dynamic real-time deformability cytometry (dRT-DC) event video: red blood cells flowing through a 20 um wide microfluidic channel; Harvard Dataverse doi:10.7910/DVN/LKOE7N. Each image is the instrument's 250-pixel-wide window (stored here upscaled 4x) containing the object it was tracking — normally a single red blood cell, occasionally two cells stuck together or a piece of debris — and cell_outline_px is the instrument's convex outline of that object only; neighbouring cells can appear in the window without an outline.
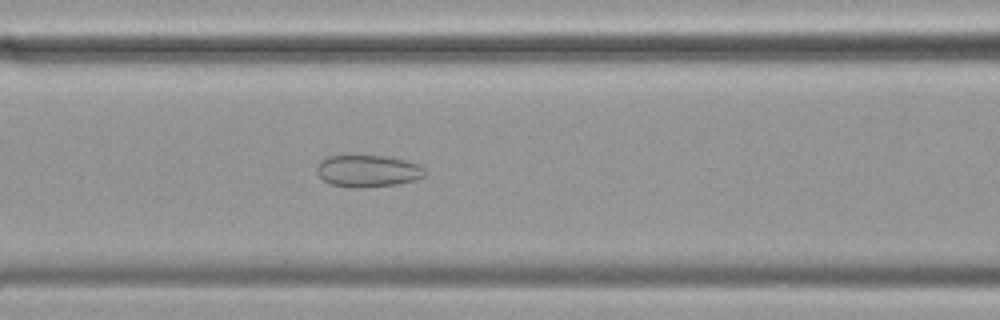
{"species": "common noctule bat (a hibernating species)", "species_latin": "Nyctalus noctula", "temperature_condition": "cold", "stored_images_in_passage": 44, "camera_frame_rate_fps": 3000, "um_per_image_px": 0.085, "animal": {"sex": "female", "body_mass_g": 19.9}, "frame": {"image": 1, "passage_image": 11, "time_ms": 3.333, "image_size_px": [1000, 320], "cell_outline_px": [[424, 176], [416, 180], [400, 184], [364, 188], [348, 188], [332, 184], [324, 180], [316, 172], [316, 168], [320, 160], [328, 156], [384, 156], [404, 160], [416, 164], [424, 168]], "centroid_in_image_um": [31.24, 14.55], "position_along_channel_um": 135.4, "area_um2": 20.17}}
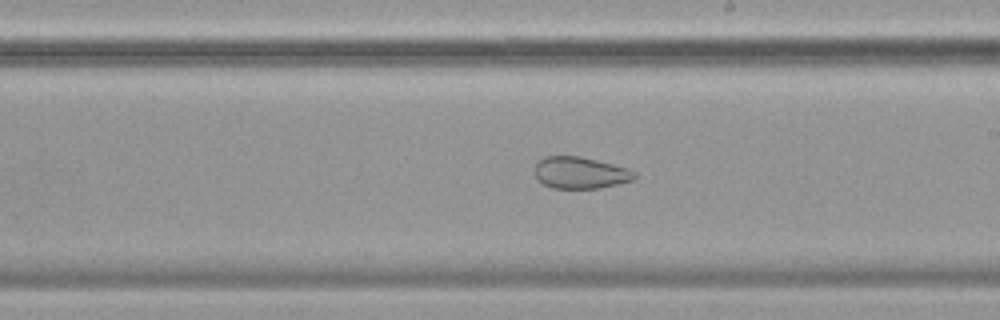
{"frame": {"image": 2, "passage_image": 20, "time_ms": 6.333, "image_size_px": [1000, 320], "cell_outline_px": [[636, 180], [600, 188], [552, 188], [544, 184], [536, 176], [536, 164], [544, 156], [580, 156], [628, 168], [636, 172]], "centroid_in_image_um": [49.38, 14.69], "position_along_channel_um": 239.6, "area_um2": 18.38}}
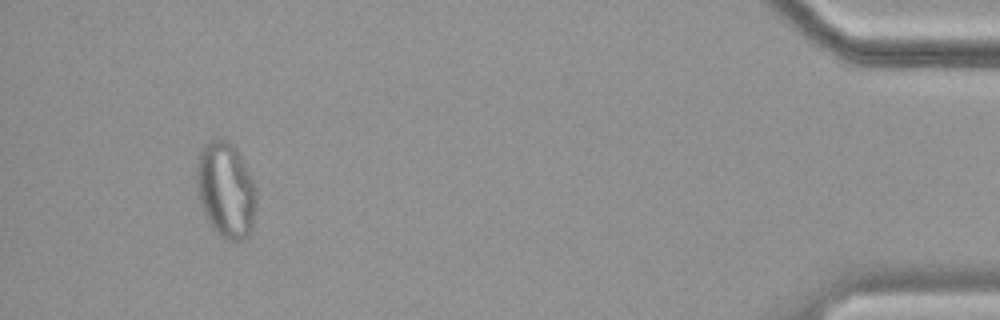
{"frame": {"image": 3, "passage_image": 41, "time_ms": 13.333, "image_size_px": [1000, 320], "cell_outline_px": [[256, 196], [252, 228], [248, 236], [244, 240], [228, 240], [220, 236], [212, 228], [204, 212], [196, 188], [196, 168], [200, 152], [204, 144], [212, 140], [228, 140], [236, 148], [256, 184]], "centroid_in_image_um": [19.2, 16.15], "position_along_channel_um": 416.0, "area_um2": 33.29}, "authors_computed_cell_mechanics": {"area_um2": 24.7673, "velocity_mm_per_s": 3.5062, "shape_relaxation_time_tau1_ms": null, "shape_relaxation_time_tau2_ms": 1.9975, "deformation_change_tau1": null, "deformation_change_tau2": 0.0765}}